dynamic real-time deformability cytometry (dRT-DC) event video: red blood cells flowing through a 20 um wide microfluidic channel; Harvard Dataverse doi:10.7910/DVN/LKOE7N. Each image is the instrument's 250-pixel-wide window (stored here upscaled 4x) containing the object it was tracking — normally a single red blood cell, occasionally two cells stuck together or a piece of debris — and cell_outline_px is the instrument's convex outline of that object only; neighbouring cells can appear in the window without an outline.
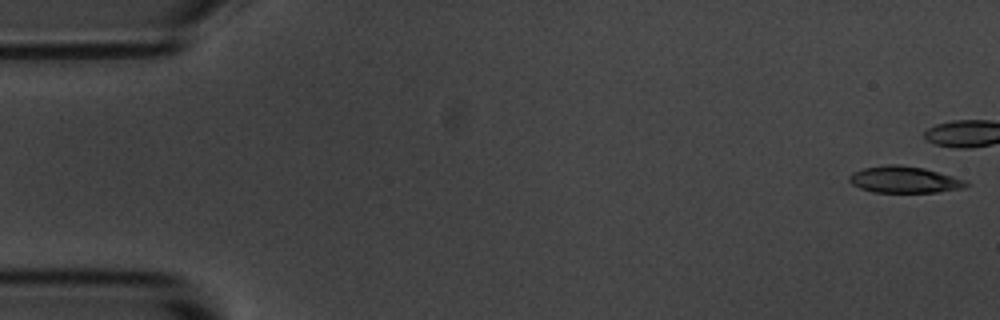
{"species": "common noctule bat (a hibernating species)", "species_latin": "Nyctalus noctula", "temperature_condition": "room temperature", "stored_images_in_passage": 42, "camera_frame_rate_fps": 3000, "um_per_image_px": 0.085, "animal": {"sex": "male", "body_mass_g": 20.1, "forearm_length_mm": 53.5}, "frame": {"image": 1, "passage_image": 1, "time_ms": 0.0, "image_size_px": [1000, 320], "cell_outline_px": [[972, 184], [964, 188], [936, 192], [872, 192], [860, 188], [852, 184], [848, 180], [848, 176], [852, 172], [864, 168], [888, 164], [896, 164], [924, 168], [968, 180]], "centroid_in_image_um": [76.9, 15.27], "position_along_channel_um": 8.1, "area_um2": 18.26}}
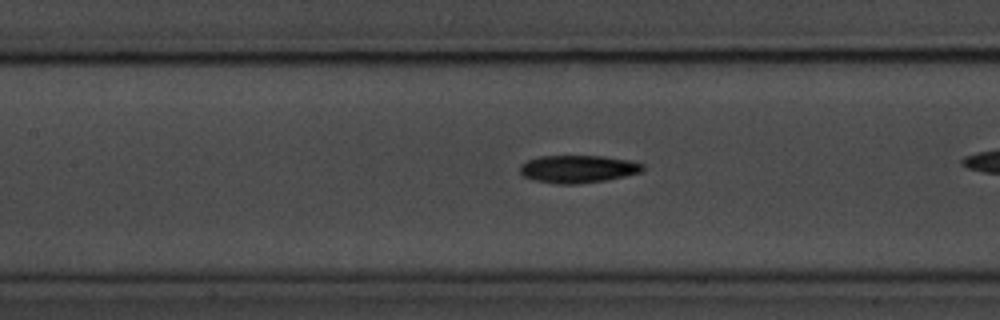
{"frame": {"image": 2, "passage_image": 24, "time_ms": 7.667, "image_size_px": [1000, 320], "cell_outline_px": [[644, 168], [640, 172], [624, 176], [604, 180], [576, 184], [556, 184], [536, 180], [524, 176], [520, 172], [520, 164], [528, 160], [540, 156], [604, 156], [632, 160], [644, 164]], "centroid_in_image_um": [49.14, 14.35], "position_along_channel_um": 158.3, "area_um2": 19.71}}